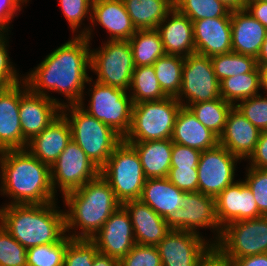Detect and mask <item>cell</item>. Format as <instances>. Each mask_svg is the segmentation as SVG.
<instances>
[{"label":"cell","instance_id":"48","mask_svg":"<svg viewBox=\"0 0 267 266\" xmlns=\"http://www.w3.org/2000/svg\"><path fill=\"white\" fill-rule=\"evenodd\" d=\"M250 167L267 169V131H261L255 150L248 158Z\"/></svg>","mask_w":267,"mask_h":266},{"label":"cell","instance_id":"44","mask_svg":"<svg viewBox=\"0 0 267 266\" xmlns=\"http://www.w3.org/2000/svg\"><path fill=\"white\" fill-rule=\"evenodd\" d=\"M92 1L93 0H59L62 11L70 28H72L73 33L81 27L82 20L90 14L91 20V12L92 10ZM90 12V13H89Z\"/></svg>","mask_w":267,"mask_h":266},{"label":"cell","instance_id":"54","mask_svg":"<svg viewBox=\"0 0 267 266\" xmlns=\"http://www.w3.org/2000/svg\"><path fill=\"white\" fill-rule=\"evenodd\" d=\"M231 11L245 10L248 0H219Z\"/></svg>","mask_w":267,"mask_h":266},{"label":"cell","instance_id":"13","mask_svg":"<svg viewBox=\"0 0 267 266\" xmlns=\"http://www.w3.org/2000/svg\"><path fill=\"white\" fill-rule=\"evenodd\" d=\"M165 221L171 230L199 233L197 229L200 227L215 229L218 234L215 237L216 240L211 242L213 245L219 241L222 233V228L216 218L215 198L201 192L186 193L180 208L176 212H171Z\"/></svg>","mask_w":267,"mask_h":266},{"label":"cell","instance_id":"29","mask_svg":"<svg viewBox=\"0 0 267 266\" xmlns=\"http://www.w3.org/2000/svg\"><path fill=\"white\" fill-rule=\"evenodd\" d=\"M139 155L145 177L166 178L171 168V139L127 142Z\"/></svg>","mask_w":267,"mask_h":266},{"label":"cell","instance_id":"34","mask_svg":"<svg viewBox=\"0 0 267 266\" xmlns=\"http://www.w3.org/2000/svg\"><path fill=\"white\" fill-rule=\"evenodd\" d=\"M129 89L133 90V104L158 101L167 97L161 89L153 65L135 67Z\"/></svg>","mask_w":267,"mask_h":266},{"label":"cell","instance_id":"39","mask_svg":"<svg viewBox=\"0 0 267 266\" xmlns=\"http://www.w3.org/2000/svg\"><path fill=\"white\" fill-rule=\"evenodd\" d=\"M97 245L91 239L72 238L67 244L64 266H93Z\"/></svg>","mask_w":267,"mask_h":266},{"label":"cell","instance_id":"58","mask_svg":"<svg viewBox=\"0 0 267 266\" xmlns=\"http://www.w3.org/2000/svg\"><path fill=\"white\" fill-rule=\"evenodd\" d=\"M20 6H21V3H26L27 0H15Z\"/></svg>","mask_w":267,"mask_h":266},{"label":"cell","instance_id":"11","mask_svg":"<svg viewBox=\"0 0 267 266\" xmlns=\"http://www.w3.org/2000/svg\"><path fill=\"white\" fill-rule=\"evenodd\" d=\"M220 97V82L215 76L210 57L198 53L186 56L182 68V85L176 99L182 106L188 107Z\"/></svg>","mask_w":267,"mask_h":266},{"label":"cell","instance_id":"2","mask_svg":"<svg viewBox=\"0 0 267 266\" xmlns=\"http://www.w3.org/2000/svg\"><path fill=\"white\" fill-rule=\"evenodd\" d=\"M1 188L13 198L11 205L47 204L55 201L50 166L27 149L0 152Z\"/></svg>","mask_w":267,"mask_h":266},{"label":"cell","instance_id":"5","mask_svg":"<svg viewBox=\"0 0 267 266\" xmlns=\"http://www.w3.org/2000/svg\"><path fill=\"white\" fill-rule=\"evenodd\" d=\"M61 113L70 124L72 140L101 169L123 138L108 125L88 114L79 104H66L61 108Z\"/></svg>","mask_w":267,"mask_h":266},{"label":"cell","instance_id":"42","mask_svg":"<svg viewBox=\"0 0 267 266\" xmlns=\"http://www.w3.org/2000/svg\"><path fill=\"white\" fill-rule=\"evenodd\" d=\"M245 183L250 188L262 216H267V169L249 167Z\"/></svg>","mask_w":267,"mask_h":266},{"label":"cell","instance_id":"53","mask_svg":"<svg viewBox=\"0 0 267 266\" xmlns=\"http://www.w3.org/2000/svg\"><path fill=\"white\" fill-rule=\"evenodd\" d=\"M93 266H119V261L116 258L97 252Z\"/></svg>","mask_w":267,"mask_h":266},{"label":"cell","instance_id":"6","mask_svg":"<svg viewBox=\"0 0 267 266\" xmlns=\"http://www.w3.org/2000/svg\"><path fill=\"white\" fill-rule=\"evenodd\" d=\"M182 104L175 97L133 104L132 122L125 142L171 139Z\"/></svg>","mask_w":267,"mask_h":266},{"label":"cell","instance_id":"8","mask_svg":"<svg viewBox=\"0 0 267 266\" xmlns=\"http://www.w3.org/2000/svg\"><path fill=\"white\" fill-rule=\"evenodd\" d=\"M89 107L84 102L79 105L88 114L112 128L123 139L128 134L132 122L133 101L127 91L99 82L93 83ZM84 106V107H83Z\"/></svg>","mask_w":267,"mask_h":266},{"label":"cell","instance_id":"21","mask_svg":"<svg viewBox=\"0 0 267 266\" xmlns=\"http://www.w3.org/2000/svg\"><path fill=\"white\" fill-rule=\"evenodd\" d=\"M21 83L7 87L0 94V152L26 149L19 118Z\"/></svg>","mask_w":267,"mask_h":266},{"label":"cell","instance_id":"52","mask_svg":"<svg viewBox=\"0 0 267 266\" xmlns=\"http://www.w3.org/2000/svg\"><path fill=\"white\" fill-rule=\"evenodd\" d=\"M234 266H267V253L237 258Z\"/></svg>","mask_w":267,"mask_h":266},{"label":"cell","instance_id":"43","mask_svg":"<svg viewBox=\"0 0 267 266\" xmlns=\"http://www.w3.org/2000/svg\"><path fill=\"white\" fill-rule=\"evenodd\" d=\"M119 266H162L157 246L135 244Z\"/></svg>","mask_w":267,"mask_h":266},{"label":"cell","instance_id":"26","mask_svg":"<svg viewBox=\"0 0 267 266\" xmlns=\"http://www.w3.org/2000/svg\"><path fill=\"white\" fill-rule=\"evenodd\" d=\"M267 29L246 10L231 11L232 51L257 58Z\"/></svg>","mask_w":267,"mask_h":266},{"label":"cell","instance_id":"51","mask_svg":"<svg viewBox=\"0 0 267 266\" xmlns=\"http://www.w3.org/2000/svg\"><path fill=\"white\" fill-rule=\"evenodd\" d=\"M199 266H234L232 260L225 258L215 247L200 261Z\"/></svg>","mask_w":267,"mask_h":266},{"label":"cell","instance_id":"37","mask_svg":"<svg viewBox=\"0 0 267 266\" xmlns=\"http://www.w3.org/2000/svg\"><path fill=\"white\" fill-rule=\"evenodd\" d=\"M174 7L192 22L207 18L231 17V10L219 0H174Z\"/></svg>","mask_w":267,"mask_h":266},{"label":"cell","instance_id":"22","mask_svg":"<svg viewBox=\"0 0 267 266\" xmlns=\"http://www.w3.org/2000/svg\"><path fill=\"white\" fill-rule=\"evenodd\" d=\"M71 140L70 124L61 113L47 128L28 142L26 149L51 167Z\"/></svg>","mask_w":267,"mask_h":266},{"label":"cell","instance_id":"15","mask_svg":"<svg viewBox=\"0 0 267 266\" xmlns=\"http://www.w3.org/2000/svg\"><path fill=\"white\" fill-rule=\"evenodd\" d=\"M199 233L171 230L157 245L162 266H199L214 247Z\"/></svg>","mask_w":267,"mask_h":266},{"label":"cell","instance_id":"36","mask_svg":"<svg viewBox=\"0 0 267 266\" xmlns=\"http://www.w3.org/2000/svg\"><path fill=\"white\" fill-rule=\"evenodd\" d=\"M213 70L219 82L231 76L252 72L257 67L255 57L233 51L210 57Z\"/></svg>","mask_w":267,"mask_h":266},{"label":"cell","instance_id":"57","mask_svg":"<svg viewBox=\"0 0 267 266\" xmlns=\"http://www.w3.org/2000/svg\"><path fill=\"white\" fill-rule=\"evenodd\" d=\"M7 85H4L3 83L0 82V94L7 88Z\"/></svg>","mask_w":267,"mask_h":266},{"label":"cell","instance_id":"40","mask_svg":"<svg viewBox=\"0 0 267 266\" xmlns=\"http://www.w3.org/2000/svg\"><path fill=\"white\" fill-rule=\"evenodd\" d=\"M27 249L0 224V266H27Z\"/></svg>","mask_w":267,"mask_h":266},{"label":"cell","instance_id":"25","mask_svg":"<svg viewBox=\"0 0 267 266\" xmlns=\"http://www.w3.org/2000/svg\"><path fill=\"white\" fill-rule=\"evenodd\" d=\"M91 22H98L110 33V41H128L135 33L122 0H93Z\"/></svg>","mask_w":267,"mask_h":266},{"label":"cell","instance_id":"31","mask_svg":"<svg viewBox=\"0 0 267 266\" xmlns=\"http://www.w3.org/2000/svg\"><path fill=\"white\" fill-rule=\"evenodd\" d=\"M128 41L135 67L153 65L158 58L166 54L156 29L137 30Z\"/></svg>","mask_w":267,"mask_h":266},{"label":"cell","instance_id":"55","mask_svg":"<svg viewBox=\"0 0 267 266\" xmlns=\"http://www.w3.org/2000/svg\"><path fill=\"white\" fill-rule=\"evenodd\" d=\"M256 60L257 66L267 64V33Z\"/></svg>","mask_w":267,"mask_h":266},{"label":"cell","instance_id":"46","mask_svg":"<svg viewBox=\"0 0 267 266\" xmlns=\"http://www.w3.org/2000/svg\"><path fill=\"white\" fill-rule=\"evenodd\" d=\"M201 151L178 143H173L171 168H197Z\"/></svg>","mask_w":267,"mask_h":266},{"label":"cell","instance_id":"50","mask_svg":"<svg viewBox=\"0 0 267 266\" xmlns=\"http://www.w3.org/2000/svg\"><path fill=\"white\" fill-rule=\"evenodd\" d=\"M245 10L267 29V3L261 0H248Z\"/></svg>","mask_w":267,"mask_h":266},{"label":"cell","instance_id":"4","mask_svg":"<svg viewBox=\"0 0 267 266\" xmlns=\"http://www.w3.org/2000/svg\"><path fill=\"white\" fill-rule=\"evenodd\" d=\"M63 198L69 208V211L64 212L65 230H74L75 227L81 229L78 234H68L74 239H91L122 205L101 175L65 194Z\"/></svg>","mask_w":267,"mask_h":266},{"label":"cell","instance_id":"3","mask_svg":"<svg viewBox=\"0 0 267 266\" xmlns=\"http://www.w3.org/2000/svg\"><path fill=\"white\" fill-rule=\"evenodd\" d=\"M47 204L11 205L0 208V224L26 249L59 242L66 234L65 214Z\"/></svg>","mask_w":267,"mask_h":266},{"label":"cell","instance_id":"27","mask_svg":"<svg viewBox=\"0 0 267 266\" xmlns=\"http://www.w3.org/2000/svg\"><path fill=\"white\" fill-rule=\"evenodd\" d=\"M171 141L202 152L216 147L219 137L202 125L188 107L182 106L175 119Z\"/></svg>","mask_w":267,"mask_h":266},{"label":"cell","instance_id":"56","mask_svg":"<svg viewBox=\"0 0 267 266\" xmlns=\"http://www.w3.org/2000/svg\"><path fill=\"white\" fill-rule=\"evenodd\" d=\"M258 67L260 69L261 88L267 92V64Z\"/></svg>","mask_w":267,"mask_h":266},{"label":"cell","instance_id":"41","mask_svg":"<svg viewBox=\"0 0 267 266\" xmlns=\"http://www.w3.org/2000/svg\"><path fill=\"white\" fill-rule=\"evenodd\" d=\"M238 111L260 131H267V97L261 94L236 103Z\"/></svg>","mask_w":267,"mask_h":266},{"label":"cell","instance_id":"30","mask_svg":"<svg viewBox=\"0 0 267 266\" xmlns=\"http://www.w3.org/2000/svg\"><path fill=\"white\" fill-rule=\"evenodd\" d=\"M136 30L156 29L174 8V0H122Z\"/></svg>","mask_w":267,"mask_h":266},{"label":"cell","instance_id":"7","mask_svg":"<svg viewBox=\"0 0 267 266\" xmlns=\"http://www.w3.org/2000/svg\"><path fill=\"white\" fill-rule=\"evenodd\" d=\"M100 175L109 183L123 205L140 199L146 177L136 150L124 140L114 149Z\"/></svg>","mask_w":267,"mask_h":266},{"label":"cell","instance_id":"32","mask_svg":"<svg viewBox=\"0 0 267 266\" xmlns=\"http://www.w3.org/2000/svg\"><path fill=\"white\" fill-rule=\"evenodd\" d=\"M261 89L260 69L257 66L252 72L231 76L220 82V95L235 106V102L259 95Z\"/></svg>","mask_w":267,"mask_h":266},{"label":"cell","instance_id":"1","mask_svg":"<svg viewBox=\"0 0 267 266\" xmlns=\"http://www.w3.org/2000/svg\"><path fill=\"white\" fill-rule=\"evenodd\" d=\"M91 29L84 28L77 37L47 55L35 70L23 78L32 93L45 95L61 107L66 103L50 97L45 89L64 94L69 104L83 101L85 83L93 81L87 74V69L91 68Z\"/></svg>","mask_w":267,"mask_h":266},{"label":"cell","instance_id":"35","mask_svg":"<svg viewBox=\"0 0 267 266\" xmlns=\"http://www.w3.org/2000/svg\"><path fill=\"white\" fill-rule=\"evenodd\" d=\"M232 107L233 105L222 97L188 106L199 122L218 137L223 133L227 115Z\"/></svg>","mask_w":267,"mask_h":266},{"label":"cell","instance_id":"14","mask_svg":"<svg viewBox=\"0 0 267 266\" xmlns=\"http://www.w3.org/2000/svg\"><path fill=\"white\" fill-rule=\"evenodd\" d=\"M238 160L237 156L219 144L202 151L197 166L198 192L216 198L227 186L235 182L234 171Z\"/></svg>","mask_w":267,"mask_h":266},{"label":"cell","instance_id":"38","mask_svg":"<svg viewBox=\"0 0 267 266\" xmlns=\"http://www.w3.org/2000/svg\"><path fill=\"white\" fill-rule=\"evenodd\" d=\"M72 238L67 234L57 243L27 249V266H64L67 244Z\"/></svg>","mask_w":267,"mask_h":266},{"label":"cell","instance_id":"28","mask_svg":"<svg viewBox=\"0 0 267 266\" xmlns=\"http://www.w3.org/2000/svg\"><path fill=\"white\" fill-rule=\"evenodd\" d=\"M186 193L178 189L167 177L148 178L144 183L140 200L165 219L171 212H176L180 208Z\"/></svg>","mask_w":267,"mask_h":266},{"label":"cell","instance_id":"19","mask_svg":"<svg viewBox=\"0 0 267 266\" xmlns=\"http://www.w3.org/2000/svg\"><path fill=\"white\" fill-rule=\"evenodd\" d=\"M195 53L212 57L232 51L231 17L193 21Z\"/></svg>","mask_w":267,"mask_h":266},{"label":"cell","instance_id":"47","mask_svg":"<svg viewBox=\"0 0 267 266\" xmlns=\"http://www.w3.org/2000/svg\"><path fill=\"white\" fill-rule=\"evenodd\" d=\"M5 36V37H4ZM7 35L0 33V82L8 87L21 83L18 73L10 62L7 50ZM20 80V81H19Z\"/></svg>","mask_w":267,"mask_h":266},{"label":"cell","instance_id":"45","mask_svg":"<svg viewBox=\"0 0 267 266\" xmlns=\"http://www.w3.org/2000/svg\"><path fill=\"white\" fill-rule=\"evenodd\" d=\"M167 178L181 191L198 192L197 168H170Z\"/></svg>","mask_w":267,"mask_h":266},{"label":"cell","instance_id":"12","mask_svg":"<svg viewBox=\"0 0 267 266\" xmlns=\"http://www.w3.org/2000/svg\"><path fill=\"white\" fill-rule=\"evenodd\" d=\"M50 171L55 193H57L56 186L58 185L63 196L81 188L100 175V169L73 140L66 145L50 167Z\"/></svg>","mask_w":267,"mask_h":266},{"label":"cell","instance_id":"16","mask_svg":"<svg viewBox=\"0 0 267 266\" xmlns=\"http://www.w3.org/2000/svg\"><path fill=\"white\" fill-rule=\"evenodd\" d=\"M21 87L19 118L23 138L29 142L61 114L62 107L45 95L32 93L23 79Z\"/></svg>","mask_w":267,"mask_h":266},{"label":"cell","instance_id":"10","mask_svg":"<svg viewBox=\"0 0 267 266\" xmlns=\"http://www.w3.org/2000/svg\"><path fill=\"white\" fill-rule=\"evenodd\" d=\"M91 70L97 82L127 91L135 68L129 41L108 40L97 50L90 51Z\"/></svg>","mask_w":267,"mask_h":266},{"label":"cell","instance_id":"33","mask_svg":"<svg viewBox=\"0 0 267 266\" xmlns=\"http://www.w3.org/2000/svg\"><path fill=\"white\" fill-rule=\"evenodd\" d=\"M185 57L165 54L153 64L162 91L167 97H177L182 85V68Z\"/></svg>","mask_w":267,"mask_h":266},{"label":"cell","instance_id":"20","mask_svg":"<svg viewBox=\"0 0 267 266\" xmlns=\"http://www.w3.org/2000/svg\"><path fill=\"white\" fill-rule=\"evenodd\" d=\"M261 131L233 106L226 119L219 145L225 147L240 160L249 158L255 150Z\"/></svg>","mask_w":267,"mask_h":266},{"label":"cell","instance_id":"18","mask_svg":"<svg viewBox=\"0 0 267 266\" xmlns=\"http://www.w3.org/2000/svg\"><path fill=\"white\" fill-rule=\"evenodd\" d=\"M215 212L221 228L231 222L262 216L250 188L240 180L227 186L215 198Z\"/></svg>","mask_w":267,"mask_h":266},{"label":"cell","instance_id":"49","mask_svg":"<svg viewBox=\"0 0 267 266\" xmlns=\"http://www.w3.org/2000/svg\"><path fill=\"white\" fill-rule=\"evenodd\" d=\"M22 7L15 0H0V31L8 32V23ZM7 30V31H6Z\"/></svg>","mask_w":267,"mask_h":266},{"label":"cell","instance_id":"23","mask_svg":"<svg viewBox=\"0 0 267 266\" xmlns=\"http://www.w3.org/2000/svg\"><path fill=\"white\" fill-rule=\"evenodd\" d=\"M129 212L137 244L157 246L171 231L165 219L140 199L123 204Z\"/></svg>","mask_w":267,"mask_h":266},{"label":"cell","instance_id":"24","mask_svg":"<svg viewBox=\"0 0 267 266\" xmlns=\"http://www.w3.org/2000/svg\"><path fill=\"white\" fill-rule=\"evenodd\" d=\"M156 30L159 32L166 54L186 57L195 53L193 22L175 7Z\"/></svg>","mask_w":267,"mask_h":266},{"label":"cell","instance_id":"17","mask_svg":"<svg viewBox=\"0 0 267 266\" xmlns=\"http://www.w3.org/2000/svg\"><path fill=\"white\" fill-rule=\"evenodd\" d=\"M91 240L97 245L98 252L118 261L125 257L136 244L131 217L126 208L121 205L115 210Z\"/></svg>","mask_w":267,"mask_h":266},{"label":"cell","instance_id":"9","mask_svg":"<svg viewBox=\"0 0 267 266\" xmlns=\"http://www.w3.org/2000/svg\"><path fill=\"white\" fill-rule=\"evenodd\" d=\"M214 247L232 261L267 253V216L228 223Z\"/></svg>","mask_w":267,"mask_h":266}]
</instances>
